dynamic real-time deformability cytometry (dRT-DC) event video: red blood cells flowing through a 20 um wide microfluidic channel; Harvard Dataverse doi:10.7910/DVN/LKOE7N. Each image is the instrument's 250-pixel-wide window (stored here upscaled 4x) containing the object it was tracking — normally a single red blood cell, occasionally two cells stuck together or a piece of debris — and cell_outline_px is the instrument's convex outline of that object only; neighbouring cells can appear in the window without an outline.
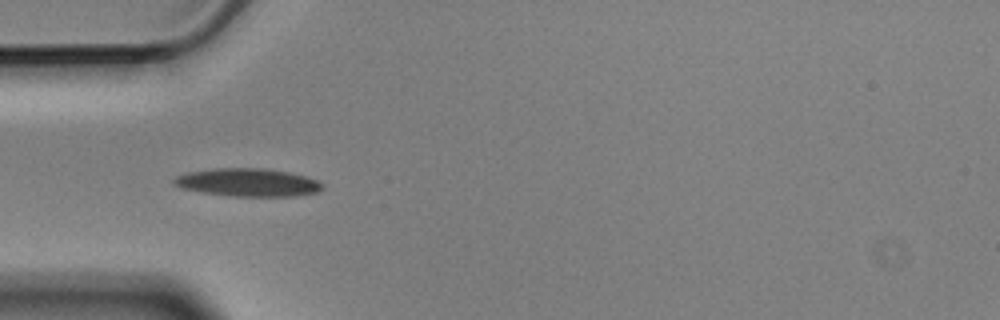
{"species": "Egyptian fruit bat (a non-hibernating species)", "species_latin": "Rousettus aegyptiacus", "temperature_condition": "cold", "stored_images_in_passage": 8, "camera_frame_rate_fps": 3000, "um_per_image_px": 0.085, "animal": {"sex": "male"}, "frame": {"image": 1, "passage_image": 3, "time_ms": 0.667, "image_size_px": [1000, 320], "cell_outline_px": [[324, 188], [316, 192], [292, 196], [232, 196], [204, 192], [180, 188], [172, 184], [172, 180], [176, 176], [188, 172], [212, 168], [264, 168], [288, 172], [304, 176], [316, 180], [324, 184]], "centroid_in_image_um": [21.03, 15.5], "position_along_channel_um": 64.0, "area_um2": 24.16}}
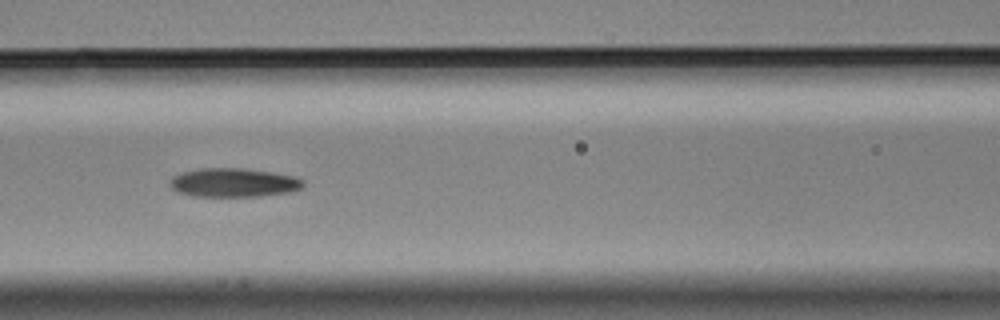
{"frame": {"image": 2, "passage_image": 5, "time_ms": 1.333, "image_size_px": [1000, 320], "cell_outline_px": [[304, 184], [300, 188], [292, 192], [260, 196], [192, 196], [176, 192], [168, 184], [168, 180], [172, 176], [180, 172], [200, 168], [244, 168], [272, 172], [296, 176], [304, 180]], "centroid_in_image_um": [19.82, 15.51], "position_along_channel_um": 146.8, "area_um2": 22.77}}
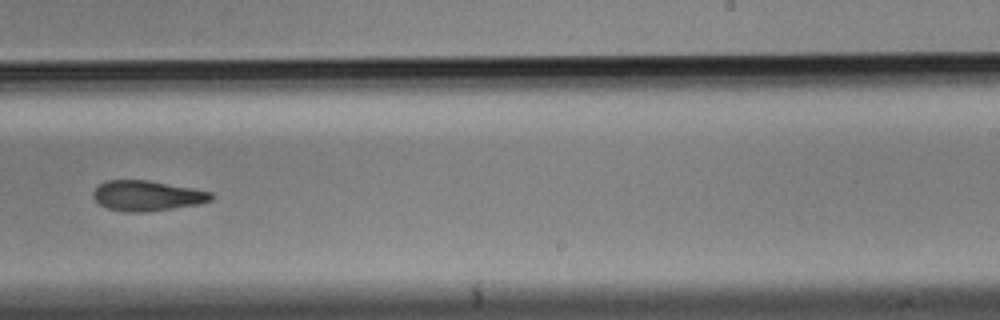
{"frame": {"image": 3, "passage_image": 8, "time_ms": 2.333, "image_size_px": [1000, 320], "cell_outline_px": [[212, 200], [200, 204], [144, 212], [128, 212], [108, 208], [100, 204], [92, 196], [92, 192], [100, 184], [108, 180], [148, 180], [192, 188], [212, 192]], "centroid_in_image_um": [12.5, 16.63], "position_along_channel_um": 276.5, "area_um2": 20.63}}